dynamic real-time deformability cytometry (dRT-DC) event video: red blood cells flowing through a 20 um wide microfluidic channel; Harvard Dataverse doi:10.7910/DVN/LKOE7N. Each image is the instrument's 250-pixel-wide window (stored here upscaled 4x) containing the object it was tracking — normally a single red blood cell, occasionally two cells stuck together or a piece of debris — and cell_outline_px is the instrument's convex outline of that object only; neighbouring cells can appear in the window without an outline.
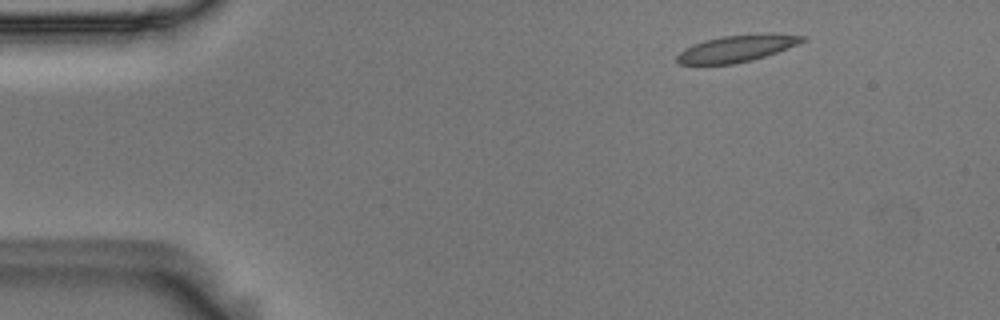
{"species": "Egyptian fruit bat (a non-hibernating species)", "species_latin": "Rousettus aegyptiacus", "temperature_condition": "room temperature", "stored_images_in_passage": 5, "camera_frame_rate_fps": 3000, "um_per_image_px": 0.085, "animal": {"sex": "male"}, "frame": {"image": 1, "passage_image": 1, "time_ms": 0.0, "image_size_px": [1000, 320], "cell_outline_px": [[804, 40], [796, 44], [776, 52], [752, 60], [736, 64], [680, 64], [676, 60], [676, 56], [684, 48], [692, 44], [704, 40], [724, 36], [804, 36]], "centroid_in_image_um": [62.43, 4.18], "position_along_channel_um": 22.6, "area_um2": 18.32}}
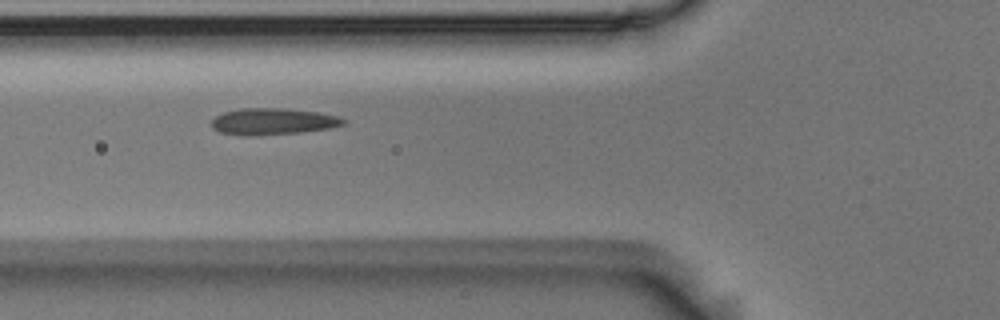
{"frame": {"image": 2, "passage_image": 5, "time_ms": 1.333, "image_size_px": [1000, 320], "cell_outline_px": [[348, 124], [332, 128], [304, 132], [252, 136], [244, 136], [220, 132], [212, 128], [212, 120], [216, 116], [224, 112], [240, 108], [280, 108], [320, 112], [336, 116], [348, 120]], "centroid_in_image_um": [23.25, 10.33], "position_along_channel_um": 102.6, "area_um2": 20.69}}